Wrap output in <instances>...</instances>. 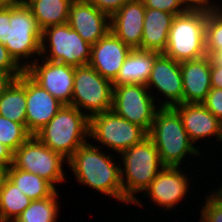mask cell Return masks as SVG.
<instances>
[{"label":"cell","instance_id":"obj_1","mask_svg":"<svg viewBox=\"0 0 222 222\" xmlns=\"http://www.w3.org/2000/svg\"><path fill=\"white\" fill-rule=\"evenodd\" d=\"M103 152L100 145L88 141L81 145L67 161L76 181L110 198L124 202L121 171L111 153Z\"/></svg>","mask_w":222,"mask_h":222},{"label":"cell","instance_id":"obj_2","mask_svg":"<svg viewBox=\"0 0 222 222\" xmlns=\"http://www.w3.org/2000/svg\"><path fill=\"white\" fill-rule=\"evenodd\" d=\"M121 183L123 186L124 204L142 207L141 198L135 196L144 192L158 173L165 167L153 140L147 136L141 142L120 152ZM140 199V200H139Z\"/></svg>","mask_w":222,"mask_h":222},{"label":"cell","instance_id":"obj_3","mask_svg":"<svg viewBox=\"0 0 222 222\" xmlns=\"http://www.w3.org/2000/svg\"><path fill=\"white\" fill-rule=\"evenodd\" d=\"M148 136L153 140L165 166L180 167L186 155H201L173 107H160L157 110Z\"/></svg>","mask_w":222,"mask_h":222},{"label":"cell","instance_id":"obj_4","mask_svg":"<svg viewBox=\"0 0 222 222\" xmlns=\"http://www.w3.org/2000/svg\"><path fill=\"white\" fill-rule=\"evenodd\" d=\"M35 136L68 161L89 138V118L84 111L63 105Z\"/></svg>","mask_w":222,"mask_h":222},{"label":"cell","instance_id":"obj_5","mask_svg":"<svg viewBox=\"0 0 222 222\" xmlns=\"http://www.w3.org/2000/svg\"><path fill=\"white\" fill-rule=\"evenodd\" d=\"M206 23L207 10L188 9L176 15L163 54L179 63L206 56Z\"/></svg>","mask_w":222,"mask_h":222},{"label":"cell","instance_id":"obj_6","mask_svg":"<svg viewBox=\"0 0 222 222\" xmlns=\"http://www.w3.org/2000/svg\"><path fill=\"white\" fill-rule=\"evenodd\" d=\"M41 34L42 31L37 25L36 18L26 4L9 6V21H7L4 46L25 70L38 57L40 58ZM27 59H31V62Z\"/></svg>","mask_w":222,"mask_h":222},{"label":"cell","instance_id":"obj_7","mask_svg":"<svg viewBox=\"0 0 222 222\" xmlns=\"http://www.w3.org/2000/svg\"><path fill=\"white\" fill-rule=\"evenodd\" d=\"M91 46L68 23L51 26L42 31L40 57L73 67L88 65Z\"/></svg>","mask_w":222,"mask_h":222},{"label":"cell","instance_id":"obj_8","mask_svg":"<svg viewBox=\"0 0 222 222\" xmlns=\"http://www.w3.org/2000/svg\"><path fill=\"white\" fill-rule=\"evenodd\" d=\"M113 85L88 65L75 67L70 106L86 111L87 117L112 110Z\"/></svg>","mask_w":222,"mask_h":222},{"label":"cell","instance_id":"obj_9","mask_svg":"<svg viewBox=\"0 0 222 222\" xmlns=\"http://www.w3.org/2000/svg\"><path fill=\"white\" fill-rule=\"evenodd\" d=\"M148 133L140 126L117 115L113 110L92 116L89 119V138L99 143L102 148H109L116 153L123 152L141 142ZM104 146V147H103Z\"/></svg>","mask_w":222,"mask_h":222},{"label":"cell","instance_id":"obj_10","mask_svg":"<svg viewBox=\"0 0 222 222\" xmlns=\"http://www.w3.org/2000/svg\"><path fill=\"white\" fill-rule=\"evenodd\" d=\"M63 162L67 164L64 157L32 135L14 152L12 165L46 179L55 187L65 181Z\"/></svg>","mask_w":222,"mask_h":222},{"label":"cell","instance_id":"obj_11","mask_svg":"<svg viewBox=\"0 0 222 222\" xmlns=\"http://www.w3.org/2000/svg\"><path fill=\"white\" fill-rule=\"evenodd\" d=\"M143 84H124L113 87L112 110L149 133L158 110L155 96ZM155 100V101H154ZM156 104V105H155Z\"/></svg>","mask_w":222,"mask_h":222},{"label":"cell","instance_id":"obj_12","mask_svg":"<svg viewBox=\"0 0 222 222\" xmlns=\"http://www.w3.org/2000/svg\"><path fill=\"white\" fill-rule=\"evenodd\" d=\"M30 64L25 72L63 105H70L73 94L75 67L60 62L40 59Z\"/></svg>","mask_w":222,"mask_h":222},{"label":"cell","instance_id":"obj_13","mask_svg":"<svg viewBox=\"0 0 222 222\" xmlns=\"http://www.w3.org/2000/svg\"><path fill=\"white\" fill-rule=\"evenodd\" d=\"M182 169L165 166L144 191V197H149L154 205L161 206L165 212L173 210V207L181 204L182 199H187L185 196L191 187L188 175Z\"/></svg>","mask_w":222,"mask_h":222},{"label":"cell","instance_id":"obj_14","mask_svg":"<svg viewBox=\"0 0 222 222\" xmlns=\"http://www.w3.org/2000/svg\"><path fill=\"white\" fill-rule=\"evenodd\" d=\"M148 89H156L165 97L159 107H173L183 103V81L180 63L160 53L156 58L146 83ZM151 86V87H150Z\"/></svg>","mask_w":222,"mask_h":222},{"label":"cell","instance_id":"obj_15","mask_svg":"<svg viewBox=\"0 0 222 222\" xmlns=\"http://www.w3.org/2000/svg\"><path fill=\"white\" fill-rule=\"evenodd\" d=\"M67 23L90 45L96 44L110 31V17L87 0L71 2Z\"/></svg>","mask_w":222,"mask_h":222},{"label":"cell","instance_id":"obj_16","mask_svg":"<svg viewBox=\"0 0 222 222\" xmlns=\"http://www.w3.org/2000/svg\"><path fill=\"white\" fill-rule=\"evenodd\" d=\"M62 106L26 73V128L32 135L43 128Z\"/></svg>","mask_w":222,"mask_h":222},{"label":"cell","instance_id":"obj_17","mask_svg":"<svg viewBox=\"0 0 222 222\" xmlns=\"http://www.w3.org/2000/svg\"><path fill=\"white\" fill-rule=\"evenodd\" d=\"M131 50V47L109 31L91 46L89 65L102 77L113 82Z\"/></svg>","mask_w":222,"mask_h":222},{"label":"cell","instance_id":"obj_18","mask_svg":"<svg viewBox=\"0 0 222 222\" xmlns=\"http://www.w3.org/2000/svg\"><path fill=\"white\" fill-rule=\"evenodd\" d=\"M173 108L179 114L194 145L199 140L211 139L213 136L222 142V122L202 103H181L173 106Z\"/></svg>","mask_w":222,"mask_h":222},{"label":"cell","instance_id":"obj_19","mask_svg":"<svg viewBox=\"0 0 222 222\" xmlns=\"http://www.w3.org/2000/svg\"><path fill=\"white\" fill-rule=\"evenodd\" d=\"M145 11L142 0L126 2L110 17V31L132 49L141 50Z\"/></svg>","mask_w":222,"mask_h":222},{"label":"cell","instance_id":"obj_20","mask_svg":"<svg viewBox=\"0 0 222 222\" xmlns=\"http://www.w3.org/2000/svg\"><path fill=\"white\" fill-rule=\"evenodd\" d=\"M183 81V103H202L211 86V57L206 55L202 58L180 63Z\"/></svg>","mask_w":222,"mask_h":222},{"label":"cell","instance_id":"obj_21","mask_svg":"<svg viewBox=\"0 0 222 222\" xmlns=\"http://www.w3.org/2000/svg\"><path fill=\"white\" fill-rule=\"evenodd\" d=\"M175 16L158 9L146 8L141 50L164 53Z\"/></svg>","mask_w":222,"mask_h":222},{"label":"cell","instance_id":"obj_22","mask_svg":"<svg viewBox=\"0 0 222 222\" xmlns=\"http://www.w3.org/2000/svg\"><path fill=\"white\" fill-rule=\"evenodd\" d=\"M159 54L158 52L132 49L121 66L116 79L112 82L113 87L131 83L146 85L155 58Z\"/></svg>","mask_w":222,"mask_h":222},{"label":"cell","instance_id":"obj_23","mask_svg":"<svg viewBox=\"0 0 222 222\" xmlns=\"http://www.w3.org/2000/svg\"><path fill=\"white\" fill-rule=\"evenodd\" d=\"M0 115L26 125V72L24 71L0 96Z\"/></svg>","mask_w":222,"mask_h":222},{"label":"cell","instance_id":"obj_24","mask_svg":"<svg viewBox=\"0 0 222 222\" xmlns=\"http://www.w3.org/2000/svg\"><path fill=\"white\" fill-rule=\"evenodd\" d=\"M73 0H29L26 6L36 18L41 31L65 24L68 21L69 5Z\"/></svg>","mask_w":222,"mask_h":222},{"label":"cell","instance_id":"obj_25","mask_svg":"<svg viewBox=\"0 0 222 222\" xmlns=\"http://www.w3.org/2000/svg\"><path fill=\"white\" fill-rule=\"evenodd\" d=\"M8 179L27 197L40 200L52 196L58 189L46 179L36 174L17 169L13 165L9 167Z\"/></svg>","mask_w":222,"mask_h":222},{"label":"cell","instance_id":"obj_26","mask_svg":"<svg viewBox=\"0 0 222 222\" xmlns=\"http://www.w3.org/2000/svg\"><path fill=\"white\" fill-rule=\"evenodd\" d=\"M31 201L18 186L7 179L0 192V222H14Z\"/></svg>","mask_w":222,"mask_h":222},{"label":"cell","instance_id":"obj_27","mask_svg":"<svg viewBox=\"0 0 222 222\" xmlns=\"http://www.w3.org/2000/svg\"><path fill=\"white\" fill-rule=\"evenodd\" d=\"M56 191L52 196L31 201L30 205L14 222H57L59 212V195Z\"/></svg>","mask_w":222,"mask_h":222},{"label":"cell","instance_id":"obj_28","mask_svg":"<svg viewBox=\"0 0 222 222\" xmlns=\"http://www.w3.org/2000/svg\"><path fill=\"white\" fill-rule=\"evenodd\" d=\"M32 134L26 125L11 121L0 115V143L15 152Z\"/></svg>","mask_w":222,"mask_h":222},{"label":"cell","instance_id":"obj_29","mask_svg":"<svg viewBox=\"0 0 222 222\" xmlns=\"http://www.w3.org/2000/svg\"><path fill=\"white\" fill-rule=\"evenodd\" d=\"M206 53L211 58L222 52V17L213 9L207 11Z\"/></svg>","mask_w":222,"mask_h":222},{"label":"cell","instance_id":"obj_30","mask_svg":"<svg viewBox=\"0 0 222 222\" xmlns=\"http://www.w3.org/2000/svg\"><path fill=\"white\" fill-rule=\"evenodd\" d=\"M205 198L198 222H222V197L213 188Z\"/></svg>","mask_w":222,"mask_h":222},{"label":"cell","instance_id":"obj_31","mask_svg":"<svg viewBox=\"0 0 222 222\" xmlns=\"http://www.w3.org/2000/svg\"><path fill=\"white\" fill-rule=\"evenodd\" d=\"M145 8L158 9L173 15H180L188 10L181 0H142Z\"/></svg>","mask_w":222,"mask_h":222},{"label":"cell","instance_id":"obj_32","mask_svg":"<svg viewBox=\"0 0 222 222\" xmlns=\"http://www.w3.org/2000/svg\"><path fill=\"white\" fill-rule=\"evenodd\" d=\"M202 104L222 122V89L211 88Z\"/></svg>","mask_w":222,"mask_h":222},{"label":"cell","instance_id":"obj_33","mask_svg":"<svg viewBox=\"0 0 222 222\" xmlns=\"http://www.w3.org/2000/svg\"><path fill=\"white\" fill-rule=\"evenodd\" d=\"M0 70L10 72L16 79L25 71L0 43Z\"/></svg>","mask_w":222,"mask_h":222},{"label":"cell","instance_id":"obj_34","mask_svg":"<svg viewBox=\"0 0 222 222\" xmlns=\"http://www.w3.org/2000/svg\"><path fill=\"white\" fill-rule=\"evenodd\" d=\"M96 6L101 12L111 17L115 14L126 2L130 0H87Z\"/></svg>","mask_w":222,"mask_h":222},{"label":"cell","instance_id":"obj_35","mask_svg":"<svg viewBox=\"0 0 222 222\" xmlns=\"http://www.w3.org/2000/svg\"><path fill=\"white\" fill-rule=\"evenodd\" d=\"M210 78L212 88L222 89V64L218 63L213 57L211 58Z\"/></svg>","mask_w":222,"mask_h":222},{"label":"cell","instance_id":"obj_36","mask_svg":"<svg viewBox=\"0 0 222 222\" xmlns=\"http://www.w3.org/2000/svg\"><path fill=\"white\" fill-rule=\"evenodd\" d=\"M7 21H9V6L0 5V43H6Z\"/></svg>","mask_w":222,"mask_h":222},{"label":"cell","instance_id":"obj_37","mask_svg":"<svg viewBox=\"0 0 222 222\" xmlns=\"http://www.w3.org/2000/svg\"><path fill=\"white\" fill-rule=\"evenodd\" d=\"M188 9L213 10L217 4L211 0H181ZM211 2V3H210Z\"/></svg>","mask_w":222,"mask_h":222},{"label":"cell","instance_id":"obj_38","mask_svg":"<svg viewBox=\"0 0 222 222\" xmlns=\"http://www.w3.org/2000/svg\"><path fill=\"white\" fill-rule=\"evenodd\" d=\"M14 152L0 143V165L10 167L13 164Z\"/></svg>","mask_w":222,"mask_h":222},{"label":"cell","instance_id":"obj_39","mask_svg":"<svg viewBox=\"0 0 222 222\" xmlns=\"http://www.w3.org/2000/svg\"><path fill=\"white\" fill-rule=\"evenodd\" d=\"M16 78L7 71L0 70V96L13 83Z\"/></svg>","mask_w":222,"mask_h":222},{"label":"cell","instance_id":"obj_40","mask_svg":"<svg viewBox=\"0 0 222 222\" xmlns=\"http://www.w3.org/2000/svg\"><path fill=\"white\" fill-rule=\"evenodd\" d=\"M9 167L0 165V192L3 189L5 181L8 179Z\"/></svg>","mask_w":222,"mask_h":222},{"label":"cell","instance_id":"obj_41","mask_svg":"<svg viewBox=\"0 0 222 222\" xmlns=\"http://www.w3.org/2000/svg\"><path fill=\"white\" fill-rule=\"evenodd\" d=\"M23 4V0H0V5L3 6H16Z\"/></svg>","mask_w":222,"mask_h":222},{"label":"cell","instance_id":"obj_42","mask_svg":"<svg viewBox=\"0 0 222 222\" xmlns=\"http://www.w3.org/2000/svg\"><path fill=\"white\" fill-rule=\"evenodd\" d=\"M213 58L218 62L222 64V52H218L213 56Z\"/></svg>","mask_w":222,"mask_h":222},{"label":"cell","instance_id":"obj_43","mask_svg":"<svg viewBox=\"0 0 222 222\" xmlns=\"http://www.w3.org/2000/svg\"><path fill=\"white\" fill-rule=\"evenodd\" d=\"M220 4L214 7V10L222 17V7Z\"/></svg>","mask_w":222,"mask_h":222},{"label":"cell","instance_id":"obj_44","mask_svg":"<svg viewBox=\"0 0 222 222\" xmlns=\"http://www.w3.org/2000/svg\"><path fill=\"white\" fill-rule=\"evenodd\" d=\"M29 0H23V4H26Z\"/></svg>","mask_w":222,"mask_h":222}]
</instances>
